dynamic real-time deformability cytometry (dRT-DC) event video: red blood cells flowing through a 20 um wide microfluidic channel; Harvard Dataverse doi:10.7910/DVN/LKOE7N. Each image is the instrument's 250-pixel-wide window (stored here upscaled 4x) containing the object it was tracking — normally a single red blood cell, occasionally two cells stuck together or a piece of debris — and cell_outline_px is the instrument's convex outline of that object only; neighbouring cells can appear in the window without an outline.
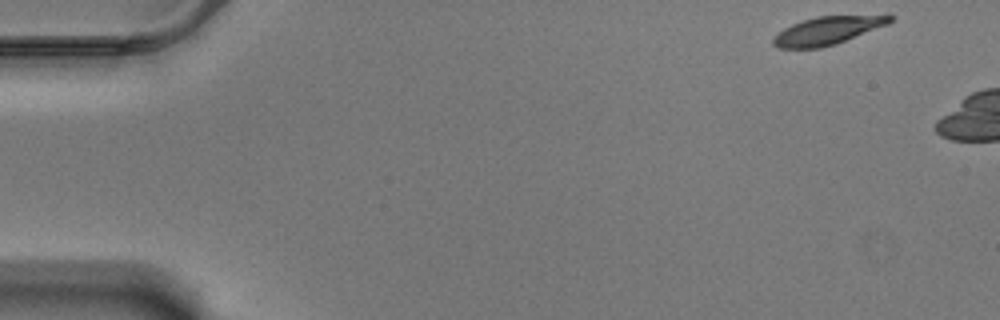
{"species": "Egyptian fruit bat (a non-hibernating species)", "species_latin": "Rousettus aegyptiacus", "temperature_condition": "warm", "stored_images_in_passage": 6, "camera_frame_rate_fps": 3000, "um_per_image_px": 0.085, "animal": {"sex": "male"}, "frame": {"image": 1, "passage_image": 1, "time_ms": 0.0, "image_size_px": [1000, 320], "cell_outline_px": [[896, 16], [888, 24], [836, 44], [820, 48], [776, 48], [772, 44], [772, 36], [784, 28], [792, 24], [816, 16], [888, 12]], "centroid_in_image_um": [70.45, 2.54], "position_along_channel_um": 14.5, "area_um2": 20.0}}